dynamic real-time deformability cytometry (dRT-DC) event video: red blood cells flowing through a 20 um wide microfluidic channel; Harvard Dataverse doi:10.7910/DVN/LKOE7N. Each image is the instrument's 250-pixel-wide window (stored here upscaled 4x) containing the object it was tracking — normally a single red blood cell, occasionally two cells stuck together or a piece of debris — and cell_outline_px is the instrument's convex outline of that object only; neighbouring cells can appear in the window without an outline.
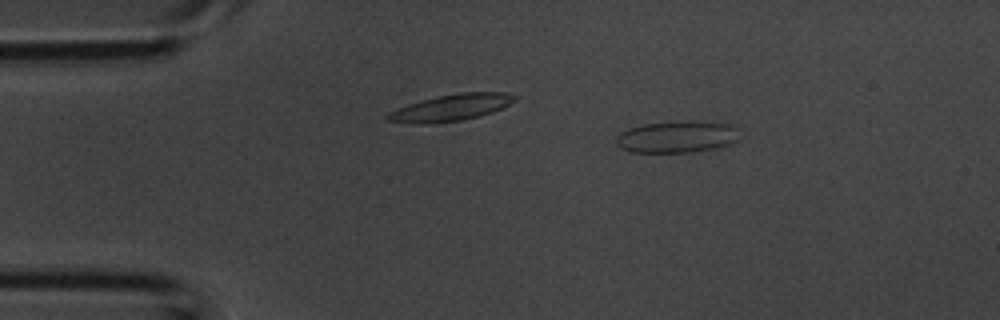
{"species": "common noctule bat (a hibernating species)", "species_latin": "Nyctalus noctula", "temperature_condition": "room temperature", "stored_images_in_passage": 2, "camera_frame_rate_fps": 3000, "um_per_image_px": 0.085, "animal": {"sex": "male", "body_mass_g": 20.1, "forearm_length_mm": 53.5}, "frame": {"image": 1, "passage_image": 1, "time_ms": 0.0, "image_size_px": [1000, 320], "cell_outline_px": [[740, 140], [732, 144], [716, 148], [692, 152], [628, 152], [620, 148], [616, 144], [616, 136], [620, 132], [628, 128], [644, 124], [688, 120], [732, 124]], "centroid_in_image_um": [57.53, 11.63], "position_along_channel_um": 27.5, "area_um2": 23.12}}